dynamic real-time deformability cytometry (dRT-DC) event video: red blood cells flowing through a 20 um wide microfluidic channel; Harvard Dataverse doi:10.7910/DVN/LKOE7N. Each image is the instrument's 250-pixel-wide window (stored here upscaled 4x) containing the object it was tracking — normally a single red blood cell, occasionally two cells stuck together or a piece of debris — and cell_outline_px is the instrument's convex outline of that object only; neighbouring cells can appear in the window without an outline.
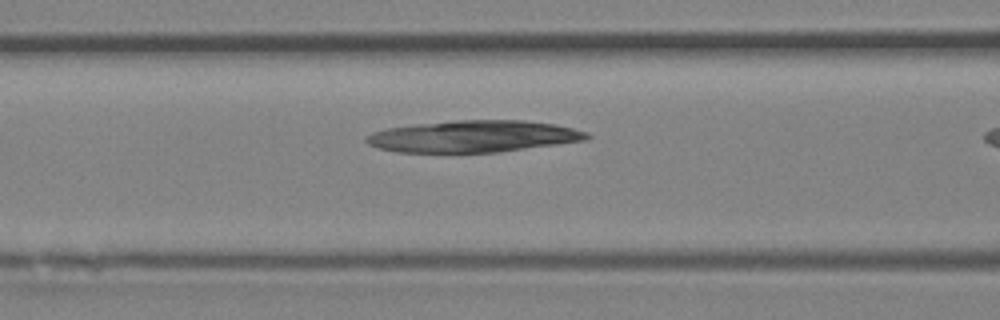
{"species": "Egyptian fruit bat (a non-hibernating species)", "species_latin": "Rousettus aegyptiacus", "temperature_condition": "room temperature", "stored_images_in_passage": 6, "camera_frame_rate_fps": 3000, "um_per_image_px": 0.085, "animal": {"sex": "female"}, "frame": {"image": 1, "passage_image": 5, "time_ms": 1.333, "image_size_px": [1000, 320], "cell_outline_px": [[592, 136], [588, 140], [496, 152], [396, 152], [380, 148], [368, 144], [364, 140], [364, 136], [372, 132], [388, 128], [416, 124], [456, 120], [524, 120], [556, 124], [588, 132]], "centroid_in_image_um": [40.25, 11.58], "position_along_channel_um": 126.4, "area_um2": 40.81}}